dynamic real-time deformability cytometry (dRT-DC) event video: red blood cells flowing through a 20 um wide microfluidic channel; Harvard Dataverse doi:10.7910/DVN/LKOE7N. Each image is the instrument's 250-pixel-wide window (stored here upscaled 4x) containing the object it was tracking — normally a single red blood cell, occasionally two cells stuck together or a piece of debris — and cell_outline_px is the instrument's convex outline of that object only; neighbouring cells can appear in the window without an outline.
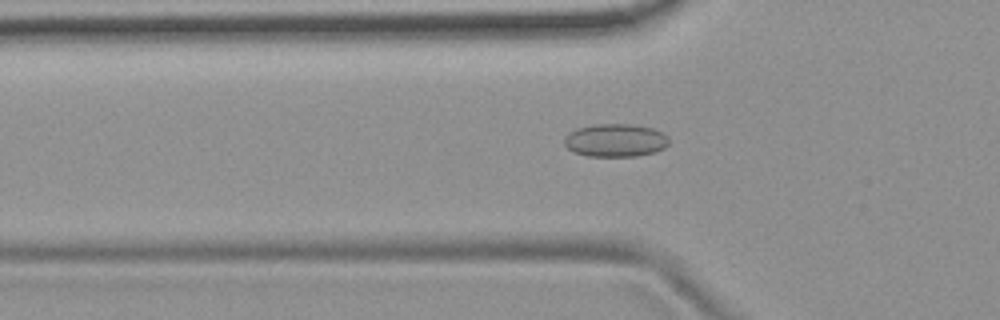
{"species": "common noctule bat (a hibernating species)", "species_latin": "Nyctalus noctula", "temperature_condition": "room temperature", "stored_images_in_passage": 54, "camera_frame_rate_fps": 3000, "um_per_image_px": 0.085, "animal": {"sex": "female", "body_mass_g": 19.9}, "frame": {"image": 1, "passage_image": 18, "time_ms": 5.667, "image_size_px": [1000, 320], "cell_outline_px": [[668, 144], [664, 148], [656, 152], [636, 156], [588, 156], [572, 152], [564, 144], [564, 136], [576, 128], [596, 124], [632, 124], [652, 128], [668, 136]], "centroid_in_image_um": [52.29, 11.93], "position_along_channel_um": 73.5, "area_um2": 20.23}}
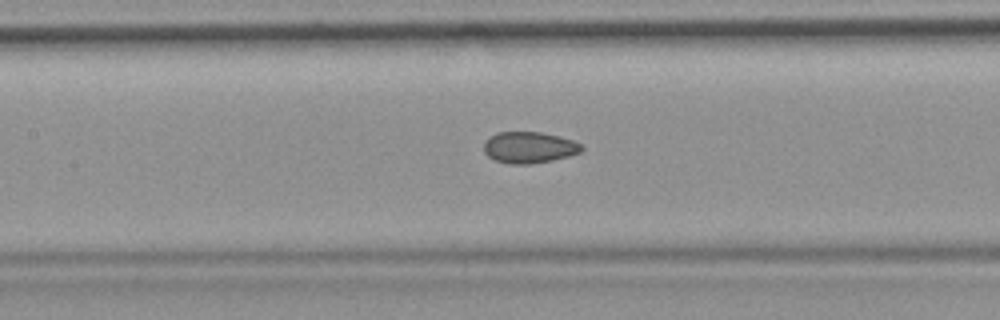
{"frame": {"image": 2, "passage_image": 25, "time_ms": 8.0, "image_size_px": [1000, 320], "cell_outline_px": [[584, 148], [580, 152], [568, 156], [552, 160], [532, 164], [508, 164], [496, 160], [488, 156], [484, 152], [484, 140], [496, 132], [540, 132], [572, 140], [580, 144]], "centroid_in_image_um": [44.94, 12.53], "position_along_channel_um": 162.5, "area_um2": 17.8}}
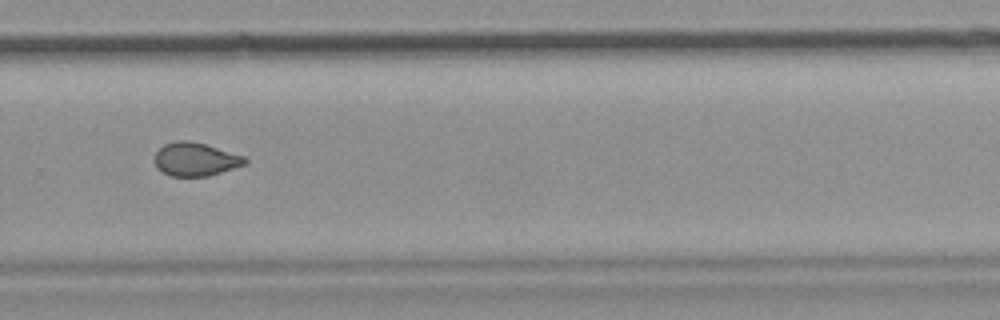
{"frame": {"image": 3, "passage_image": 37, "time_ms": 12.0, "image_size_px": [1000, 320], "cell_outline_px": [[248, 164], [208, 176], [172, 176], [156, 168], [156, 152], [164, 144], [176, 140], [188, 140], [204, 144], [244, 156], [248, 160]], "centroid_in_image_um": [16.64, 13.54], "position_along_channel_um": 313.2, "area_um2": 17.46}, "authors_computed_cell_mechanics": {"area_um2": 18.0914, "velocity_mm_per_s": 3.7858, "shape_relaxation_time_tau1_ms": null, "shape_relaxation_time_tau2_ms": 1.4729, "deformation_change_tau1": null, "deformation_change_tau2": 0.0683}}